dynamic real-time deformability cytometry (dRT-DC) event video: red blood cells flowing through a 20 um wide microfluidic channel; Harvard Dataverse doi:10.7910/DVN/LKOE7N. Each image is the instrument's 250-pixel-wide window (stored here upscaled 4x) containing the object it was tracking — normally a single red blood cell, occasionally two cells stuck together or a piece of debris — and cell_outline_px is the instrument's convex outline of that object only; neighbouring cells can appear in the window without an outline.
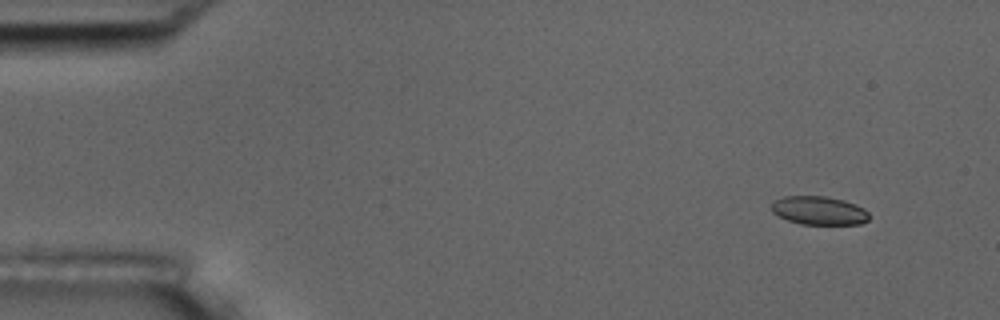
{"species": "common noctule bat (a hibernating species)", "species_latin": "Nyctalus noctula", "temperature_condition": "room temperature", "stored_images_in_passage": 8, "camera_frame_rate_fps": 3000, "um_per_image_px": 0.085, "animal": {"sex": "male", "body_mass_g": 17.5, "forearm_length_mm": 52.3}, "frame": {"image": 1, "passage_image": 2, "time_ms": 1.333, "image_size_px": [1000, 320], "cell_outline_px": [[868, 220], [860, 224], [800, 224], [776, 216], [772, 212], [772, 204], [776, 200], [784, 196], [824, 196], [844, 200], [856, 204], [864, 208], [868, 212]], "centroid_in_image_um": [69.61, 17.9], "position_along_channel_um": 15.4, "area_um2": 16.24}}